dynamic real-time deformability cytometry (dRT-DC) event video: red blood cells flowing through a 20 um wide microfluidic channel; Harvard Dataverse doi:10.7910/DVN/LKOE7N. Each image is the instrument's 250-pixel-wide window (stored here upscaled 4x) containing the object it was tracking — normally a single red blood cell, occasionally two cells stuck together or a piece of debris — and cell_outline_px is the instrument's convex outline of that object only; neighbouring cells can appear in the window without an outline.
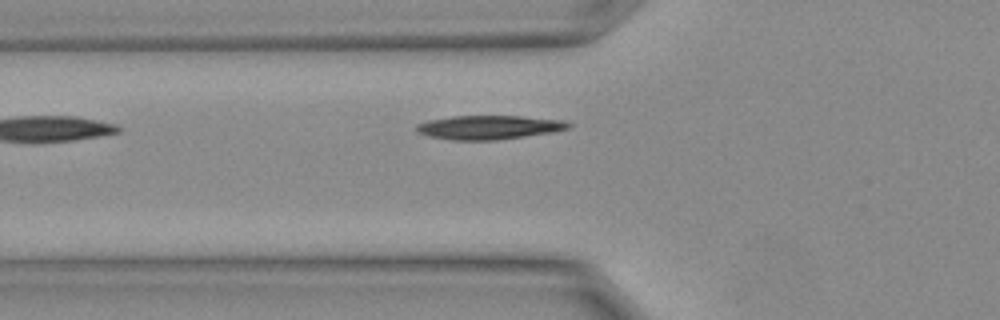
{"species": "Egyptian fruit bat (a non-hibernating species)", "species_latin": "Rousettus aegyptiacus", "temperature_condition": "warm", "stored_images_in_passage": 6, "camera_frame_rate_fps": 3000, "um_per_image_px": 0.085, "animal": {"sex": "female"}, "frame": {"image": 1, "passage_image": 6, "time_ms": 1.667, "image_size_px": [1000, 320], "cell_outline_px": [[572, 124], [568, 128], [552, 132], [496, 140], [452, 140], [428, 136], [416, 132], [416, 124], [428, 120], [452, 116], [520, 116], [564, 120]], "centroid_in_image_um": [41.52, 10.82], "position_along_channel_um": 84.3, "area_um2": 21.15}}